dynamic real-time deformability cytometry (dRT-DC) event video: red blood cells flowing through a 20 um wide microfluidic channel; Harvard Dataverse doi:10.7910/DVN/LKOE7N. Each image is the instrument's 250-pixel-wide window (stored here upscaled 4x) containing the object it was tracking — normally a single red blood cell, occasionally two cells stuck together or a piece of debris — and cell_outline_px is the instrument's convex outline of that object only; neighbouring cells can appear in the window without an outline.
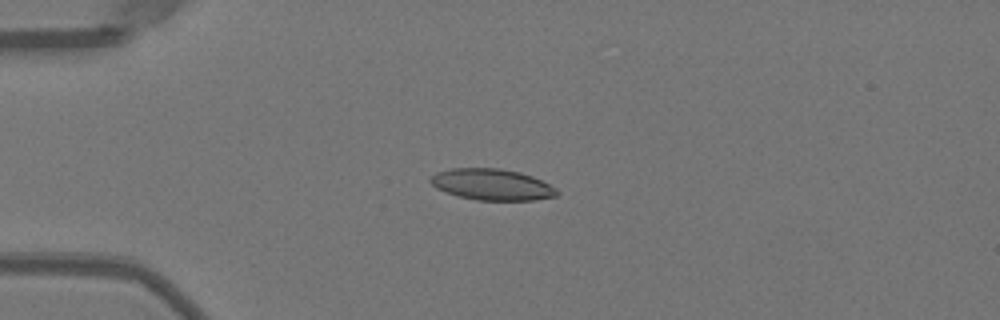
{"species": "Egyptian fruit bat (a non-hibernating species)", "species_latin": "Rousettus aegyptiacus", "temperature_condition": "warm", "stored_images_in_passage": 52, "camera_frame_rate_fps": 3000, "um_per_image_px": 0.085, "animal": {"sex": "female"}, "frame": {"image": 1, "passage_image": 14, "time_ms": 4.333, "image_size_px": [1000, 320], "cell_outline_px": [[560, 192], [556, 196], [532, 200], [476, 200], [460, 196], [436, 188], [428, 180], [436, 172], [452, 168], [500, 168], [520, 172], [532, 176], [556, 188]], "centroid_in_image_um": [41.82, 15.68], "position_along_channel_um": 43.2, "area_um2": 22.89}}
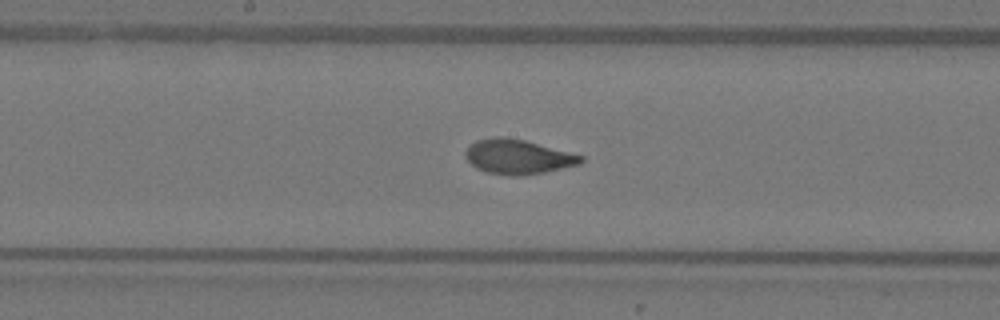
{"frame": {"image": 2, "passage_image": 28, "time_ms": 9.0, "image_size_px": [1000, 320], "cell_outline_px": [[584, 160], [580, 164], [544, 172], [520, 176], [512, 176], [488, 172], [476, 168], [464, 156], [464, 152], [476, 140], [496, 136], [504, 136], [524, 140], [584, 156]], "centroid_in_image_um": [44.01, 13.32], "position_along_channel_um": 204.2, "area_um2": 23.12}}
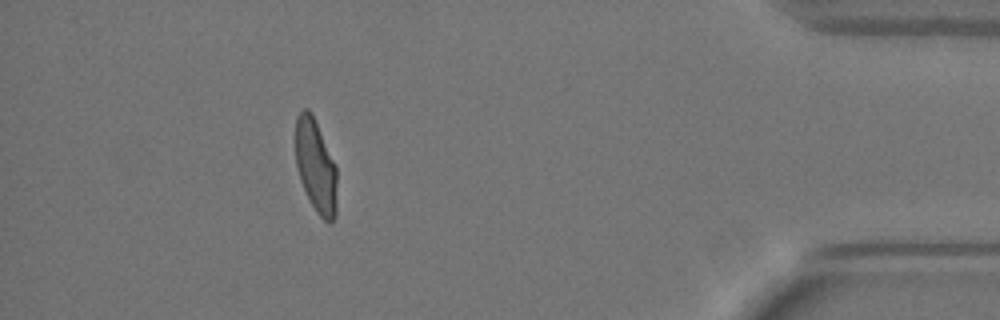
{"frame": {"image": 3, "passage_image": 47, "time_ms": 15.333, "image_size_px": [1000, 320], "cell_outline_px": [[336, 216], [328, 224], [316, 212], [308, 200], [300, 180], [296, 164], [296, 116], [304, 108], [308, 108], [312, 112], [336, 164]], "centroid_in_image_um": [26.84, 14.11], "position_along_channel_um": 408.4, "area_um2": 22.77}, "authors_computed_cell_mechanics": {"area_um2": 22.831, "velocity_mm_per_s": 4.0156, "shape_relaxation_time_tau1_ms": 4.7113, "shape_relaxation_time_tau2_ms": 0.7103, "deformation_change_tau1": 0.1821, "deformation_change_tau2": 0.06}}